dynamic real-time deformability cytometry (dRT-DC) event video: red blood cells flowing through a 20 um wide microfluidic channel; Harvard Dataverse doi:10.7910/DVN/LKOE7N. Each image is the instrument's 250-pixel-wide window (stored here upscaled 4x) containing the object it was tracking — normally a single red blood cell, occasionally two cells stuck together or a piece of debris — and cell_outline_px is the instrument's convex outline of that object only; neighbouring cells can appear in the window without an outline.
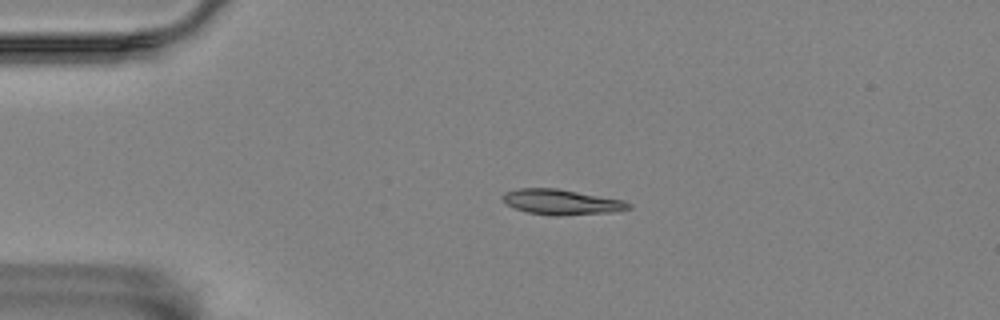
{"species": "Egyptian fruit bat (a non-hibernating species)", "species_latin": "Rousettus aegyptiacus", "temperature_condition": "room temperature", "stored_images_in_passage": 3, "camera_frame_rate_fps": 3000, "um_per_image_px": 0.085, "animal": {"sex": "female"}, "frame": {"image": 1, "passage_image": 2, "time_ms": 1.333, "image_size_px": [1000, 320], "cell_outline_px": [[632, 208], [612, 212], [560, 216], [552, 216], [528, 212], [516, 208], [508, 204], [500, 196], [504, 192], [520, 188], [556, 188], [624, 200], [632, 204]], "centroid_in_image_um": [47.75, 17.17], "position_along_channel_um": 37.3, "area_um2": 18.55}}